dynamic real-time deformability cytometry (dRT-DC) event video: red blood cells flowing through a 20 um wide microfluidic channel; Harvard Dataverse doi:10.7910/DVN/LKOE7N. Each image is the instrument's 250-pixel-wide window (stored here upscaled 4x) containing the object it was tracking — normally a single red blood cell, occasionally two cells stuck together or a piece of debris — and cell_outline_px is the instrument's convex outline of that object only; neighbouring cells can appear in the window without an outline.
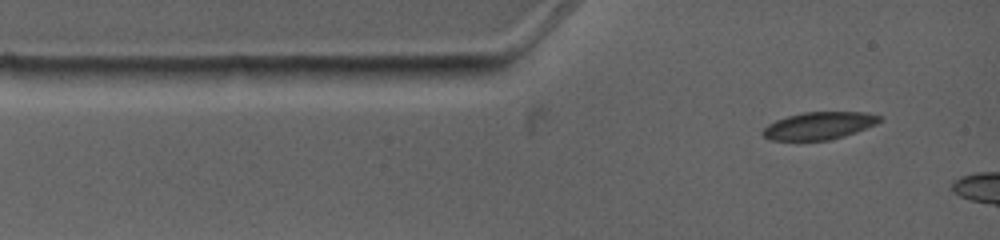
{"species": "common noctule bat (a hibernating species)", "species_latin": "Nyctalus noctula", "temperature_condition": "warm", "stored_images_in_passage": 5, "camera_frame_rate_fps": 4500, "um_per_image_px": 0.085, "animal": {"sex": "female", "body_mass_g": 19.0, "forearm_length_mm": 53.3}, "frame": {"image": 1, "passage_image": 1, "time_ms": 0.0, "image_size_px": [1000, 240], "cell_outline_px": [[884, 120], [876, 124], [856, 132], [844, 136], [828, 140], [768, 140], [760, 132], [768, 124], [776, 120], [788, 116], [804, 112], [864, 112], [880, 116]], "centroid_in_image_um": [69.62, 10.68], "position_along_channel_um": 15.4, "area_um2": 18.67}}
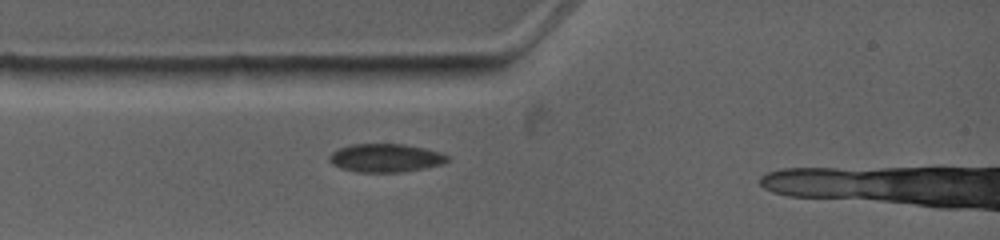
{"frame": {"image": 2, "passage_image": 3, "time_ms": 1.556, "image_size_px": [1000, 240], "cell_outline_px": [[448, 160], [444, 164], [424, 168], [400, 172], [360, 172], [340, 168], [332, 164], [328, 160], [328, 156], [336, 148], [352, 144], [404, 144], [424, 148], [440, 152], [448, 156]], "centroid_in_image_um": [32.74, 13.42], "position_along_channel_um": 52.3, "area_um2": 19.59}}